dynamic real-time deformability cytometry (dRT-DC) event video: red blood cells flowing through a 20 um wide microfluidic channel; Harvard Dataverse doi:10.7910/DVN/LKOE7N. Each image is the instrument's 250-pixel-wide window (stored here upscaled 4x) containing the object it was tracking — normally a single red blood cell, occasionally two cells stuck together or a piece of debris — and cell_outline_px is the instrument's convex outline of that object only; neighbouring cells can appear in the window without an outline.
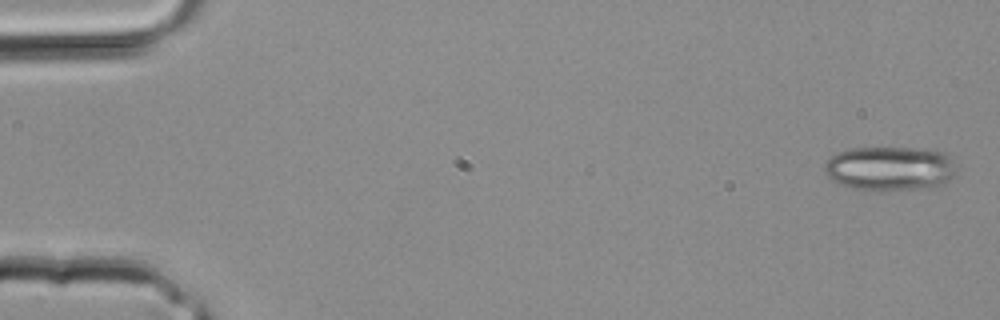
{"species": "common noctule bat (a hibernating species)", "species_latin": "Nyctalus noctula", "temperature_condition": "room temperature", "stored_images_in_passage": 3, "camera_frame_rate_fps": 3000, "um_per_image_px": 0.085, "animal": {"sex": "male", "body_mass_g": 20.4}, "frame": {"image": 1, "passage_image": 1, "time_ms": 0.0, "image_size_px": [1000, 320], "cell_outline_px": [[960, 164], [956, 172], [940, 188], [852, 188], [840, 184], [832, 180], [824, 172], [824, 164], [832, 156], [840, 152], [852, 148], [912, 148], [944, 152]], "centroid_in_image_um": [75.73, 14.3], "position_along_channel_um": 9.3, "area_um2": 33.76}}